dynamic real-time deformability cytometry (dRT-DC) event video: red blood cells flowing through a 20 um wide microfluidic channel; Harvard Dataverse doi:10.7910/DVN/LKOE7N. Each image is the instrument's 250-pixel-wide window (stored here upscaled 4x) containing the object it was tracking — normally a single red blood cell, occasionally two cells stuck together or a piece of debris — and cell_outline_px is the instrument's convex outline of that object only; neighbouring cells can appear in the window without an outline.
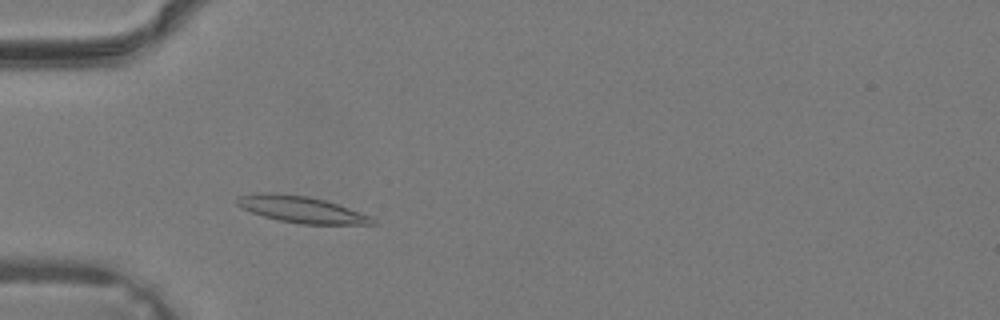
{"species": "common noctule bat (a hibernating species)", "species_latin": "Nyctalus noctula", "temperature_condition": "warm", "stored_images_in_passage": 33, "camera_frame_rate_fps": 3000, "um_per_image_px": 0.085, "animal": {"sex": "male", "body_mass_g": 19.2, "forearm_length_mm": 51.8}, "frame": {"image": 1, "passage_image": 7, "time_ms": 2.0, "image_size_px": [1000, 320], "cell_outline_px": [[380, 224], [300, 224], [276, 220], [252, 212], [236, 204], [236, 196], [256, 192], [272, 192], [308, 196], [324, 200], [360, 212], [376, 220]], "centroid_in_image_um": [25.57, 17.79], "position_along_channel_um": 59.4, "area_um2": 20.92}}
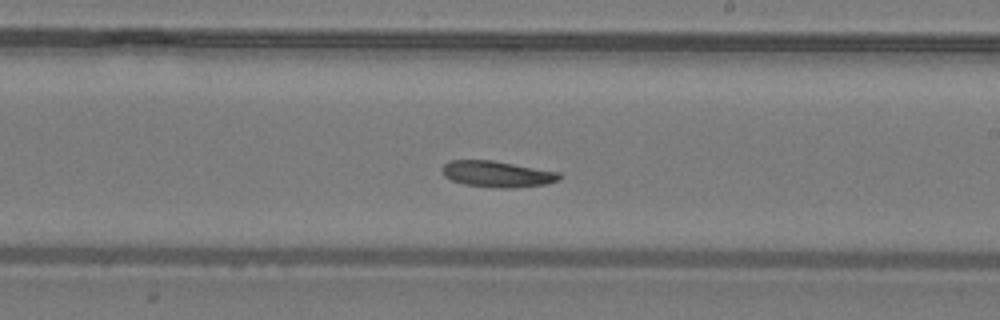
{"frame": {"image": 2, "passage_image": 18, "time_ms": 5.667, "image_size_px": [1000, 320], "cell_outline_px": [[564, 176], [560, 180], [548, 184], [516, 188], [492, 188], [464, 184], [452, 180], [444, 176], [440, 168], [448, 160], [492, 160], [560, 172]], "centroid_in_image_um": [42.29, 14.8], "position_along_channel_um": 246.7, "area_um2": 18.26}}
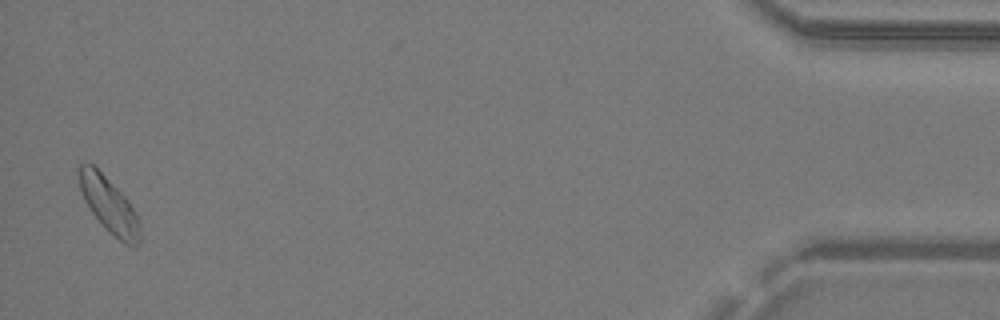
{"frame": {"image": 3, "passage_image": 33, "time_ms": 10.667, "image_size_px": [1000, 320], "cell_outline_px": [[140, 240], [136, 248], [132, 248], [124, 244], [108, 232], [92, 212], [84, 200], [80, 188], [76, 168], [80, 164], [92, 164], [128, 200], [140, 224]], "centroid_in_image_um": [9.26, 17.47], "position_along_channel_um": 425.9, "area_um2": 19.54}}